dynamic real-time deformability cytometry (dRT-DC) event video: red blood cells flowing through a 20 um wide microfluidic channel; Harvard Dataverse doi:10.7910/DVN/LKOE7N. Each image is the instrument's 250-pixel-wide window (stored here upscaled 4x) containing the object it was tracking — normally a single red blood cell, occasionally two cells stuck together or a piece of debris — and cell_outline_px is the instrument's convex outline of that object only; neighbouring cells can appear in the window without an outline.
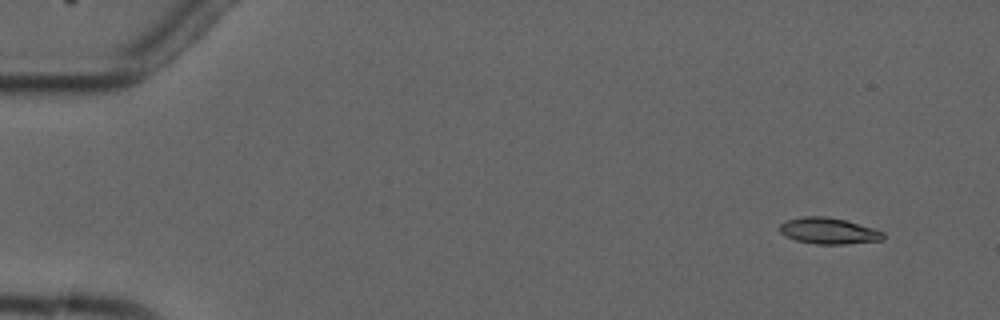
{"species": "common noctule bat (a hibernating species)", "species_latin": "Nyctalus noctula", "temperature_condition": "cold", "stored_images_in_passage": 5, "camera_frame_rate_fps": 3000, "um_per_image_px": 0.085, "animal": {"sex": "male", "forearm_length_mm": 52.5}, "frame": {"image": 1, "passage_image": 2, "time_ms": 1.0, "image_size_px": [1000, 320], "cell_outline_px": [[884, 240], [844, 244], [816, 244], [796, 240], [780, 232], [780, 224], [788, 220], [804, 216], [828, 216], [844, 220], [872, 228], [884, 232]], "centroid_in_image_um": [70.45, 19.63], "position_along_channel_um": 14.6, "area_um2": 15.61}}